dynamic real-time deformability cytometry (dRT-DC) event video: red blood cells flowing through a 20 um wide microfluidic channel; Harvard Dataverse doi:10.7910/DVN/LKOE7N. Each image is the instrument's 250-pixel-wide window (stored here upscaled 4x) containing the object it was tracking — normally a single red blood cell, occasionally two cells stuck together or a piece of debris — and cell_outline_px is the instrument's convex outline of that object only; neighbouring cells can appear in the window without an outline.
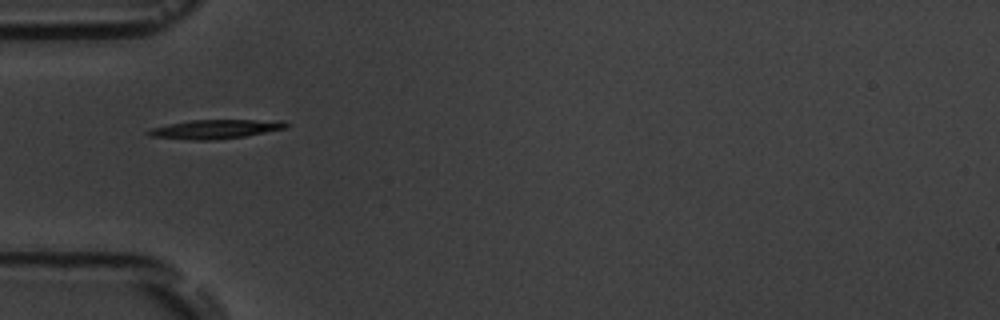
{"species": "common noctule bat (a hibernating species)", "species_latin": "Nyctalus noctula", "temperature_condition": "room temperature", "stored_images_in_passage": 6, "camera_frame_rate_fps": 3000, "um_per_image_px": 0.085, "animal": {"sex": "male", "body_mass_g": 19.5, "forearm_length_mm": 54.6}, "frame": {"image": 1, "passage_image": 1, "time_ms": 0.0, "image_size_px": [1000, 320], "cell_outline_px": [[288, 124], [284, 128], [244, 136], [212, 140], [188, 140], [148, 136], [148, 132], [152, 128], [168, 124], [188, 120], [284, 120]], "centroid_in_image_um": [18.27, 10.97], "position_along_channel_um": 66.7, "area_um2": 15.14}}
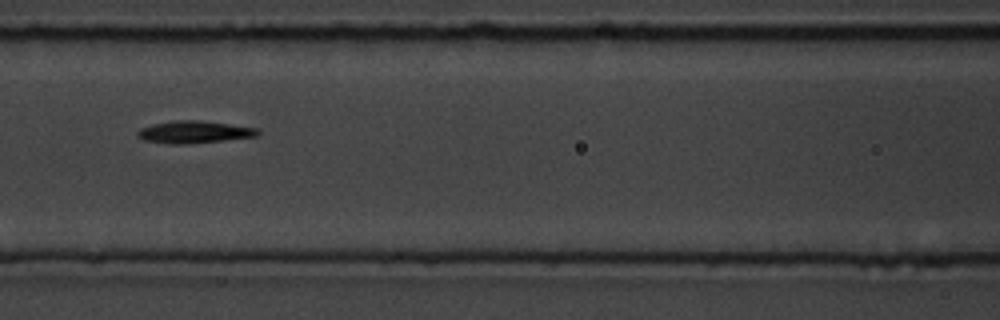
{"frame": {"image": 2, "passage_image": 3, "time_ms": 2.333, "image_size_px": [1000, 320], "cell_outline_px": [[260, 132], [256, 136], [224, 140], [184, 144], [168, 144], [144, 140], [136, 136], [136, 132], [140, 128], [152, 124], [172, 120], [200, 120], [260, 128]], "centroid_in_image_um": [16.47, 11.21], "position_along_channel_um": 150.1, "area_um2": 15.72}}
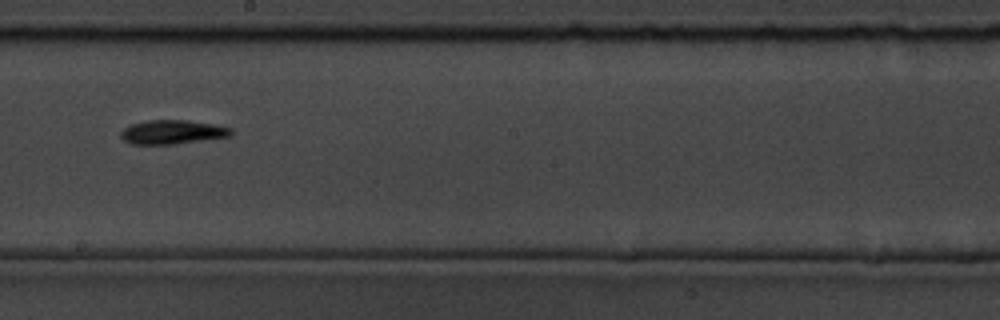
{"frame": {"image": 3, "passage_image": 5, "time_ms": 4.667, "image_size_px": [1000, 320], "cell_outline_px": [[232, 136], [172, 144], [132, 144], [124, 140], [120, 136], [120, 132], [124, 128], [132, 124], [148, 120], [188, 120], [212, 124], [232, 128]], "centroid_in_image_um": [14.65, 11.22], "position_along_channel_um": 233.6, "area_um2": 15.32}}